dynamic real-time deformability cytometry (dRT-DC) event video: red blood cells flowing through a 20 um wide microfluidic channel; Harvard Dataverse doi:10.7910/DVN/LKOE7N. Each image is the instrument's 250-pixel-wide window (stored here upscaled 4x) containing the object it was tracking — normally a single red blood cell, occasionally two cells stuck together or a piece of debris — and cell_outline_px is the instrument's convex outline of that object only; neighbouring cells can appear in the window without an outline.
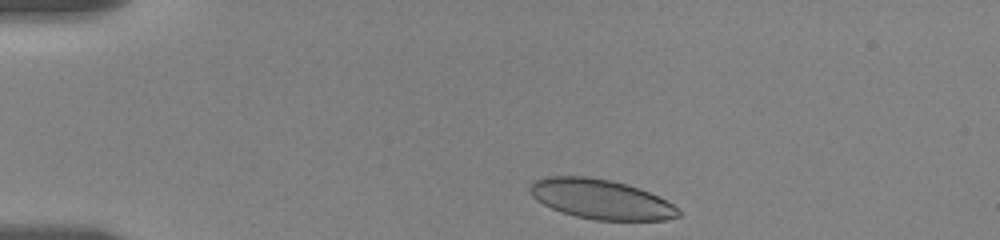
{"species": "human", "species_latin": "Homo sapiens", "temperature_condition": "room temperature", "stored_images_in_passage": 13, "camera_frame_rate_fps": 3000, "um_per_image_px": 0.085, "donor": {"sex": "female"}, "frame": {"image": 1, "passage_image": 1, "time_ms": 0.0, "image_size_px": [1000, 240], "cell_outline_px": [[680, 216], [664, 220], [596, 220], [576, 216], [552, 208], [536, 200], [532, 196], [528, 188], [532, 180], [548, 176], [584, 176], [608, 180], [628, 184], [640, 188], [672, 204], [680, 212]], "centroid_in_image_um": [51.03, 16.92], "position_along_channel_um": 34.0, "area_um2": 34.1}}
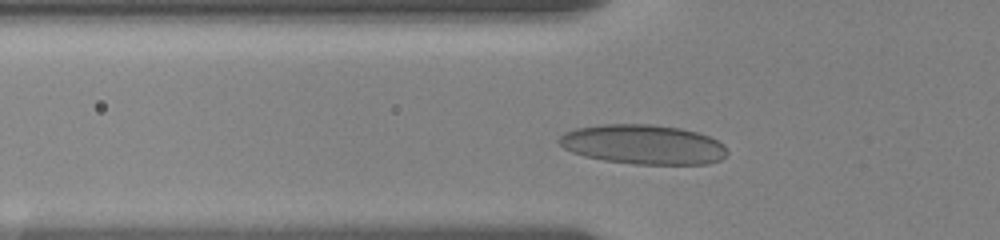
{"frame": {"image": 2, "passage_image": 9, "time_ms": 2.667, "image_size_px": [1000, 240], "cell_outline_px": [[728, 152], [720, 160], [708, 164], [632, 164], [604, 160], [584, 156], [572, 152], [564, 148], [556, 140], [564, 132], [576, 128], [604, 124], [656, 124], [680, 128], [696, 132], [708, 136], [724, 144]], "centroid_in_image_um": [54.66, 12.28], "position_along_channel_um": 71.1, "area_um2": 38.9}}
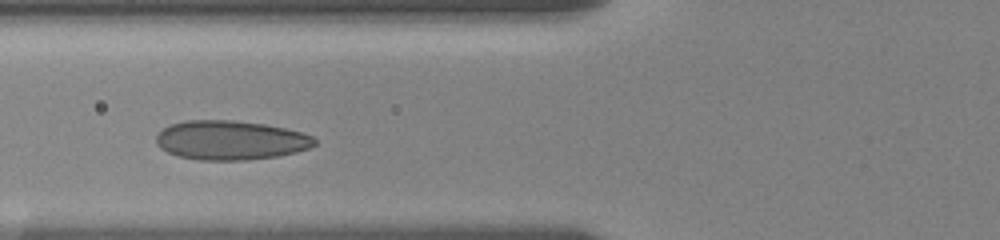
{"frame": {"image": 3, "passage_image": 12, "time_ms": 3.667, "image_size_px": [1000, 240], "cell_outline_px": [[316, 144], [308, 148], [296, 152], [276, 156], [248, 160], [200, 160], [176, 156], [160, 148], [156, 144], [156, 136], [164, 128], [172, 124], [184, 120], [232, 120], [264, 124], [284, 128], [300, 132], [312, 136], [316, 140]], "centroid_in_image_um": [19.57, 11.92], "position_along_channel_um": 106.2, "area_um2": 36.18}}